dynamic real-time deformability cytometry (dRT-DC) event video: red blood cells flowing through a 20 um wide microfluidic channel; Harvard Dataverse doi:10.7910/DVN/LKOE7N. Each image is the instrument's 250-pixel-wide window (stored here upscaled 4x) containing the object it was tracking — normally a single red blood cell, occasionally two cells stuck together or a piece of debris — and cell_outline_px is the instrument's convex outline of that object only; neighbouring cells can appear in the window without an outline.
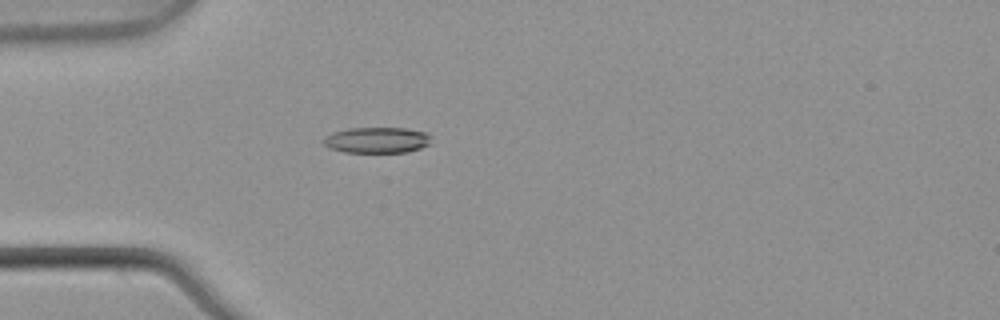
{"species": "common noctule bat (a hibernating species)", "species_latin": "Nyctalus noctula", "temperature_condition": "warm", "stored_images_in_passage": 4, "camera_frame_rate_fps": 3000, "um_per_image_px": 0.085, "animal": {"sex": "male", "body_mass_g": 21.5, "forearm_length_mm": 52.0}, "frame": {"image": 1, "passage_image": 4, "time_ms": 1.0, "image_size_px": [1000, 320], "cell_outline_px": [[432, 144], [408, 152], [344, 152], [328, 148], [324, 144], [324, 140], [332, 132], [348, 128], [404, 128], [428, 132]], "centroid_in_image_um": [32.08, 11.91], "position_along_channel_um": 52.9, "area_um2": 16.3}}